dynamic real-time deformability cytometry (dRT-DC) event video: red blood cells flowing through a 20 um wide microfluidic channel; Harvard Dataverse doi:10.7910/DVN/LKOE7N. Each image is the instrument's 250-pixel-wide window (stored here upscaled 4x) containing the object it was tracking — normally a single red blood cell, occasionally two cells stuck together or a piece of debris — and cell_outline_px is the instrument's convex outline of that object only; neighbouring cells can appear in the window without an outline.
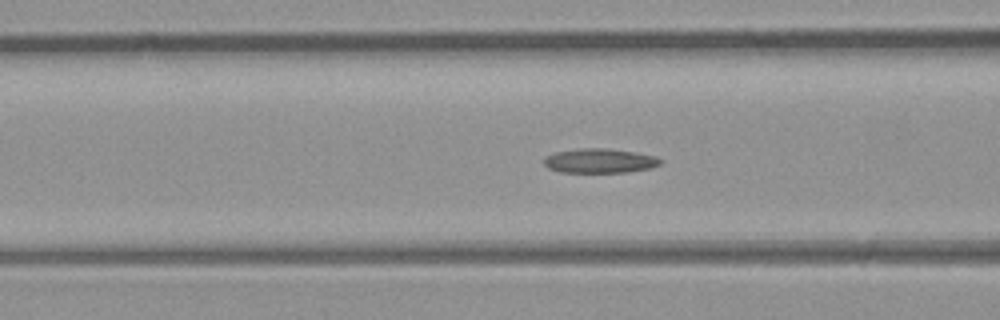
{"species": "common noctule bat (a hibernating species)", "species_latin": "Nyctalus noctula", "temperature_condition": "room temperature", "stored_images_in_passage": 40, "camera_frame_rate_fps": 3000, "um_per_image_px": 0.085, "animal": {"sex": "male", "body_mass_g": 23.1, "forearm_length_mm": 52.7}, "frame": {"image": 1, "passage_image": 10, "time_ms": 3.0, "image_size_px": [1000, 320], "cell_outline_px": [[660, 164], [652, 168], [628, 172], [560, 172], [548, 168], [544, 164], [544, 160], [548, 156], [556, 152], [580, 148], [604, 148], [636, 152], [656, 156], [660, 160]], "centroid_in_image_um": [50.99, 13.67], "position_along_channel_um": 115.6, "area_um2": 16.47}}
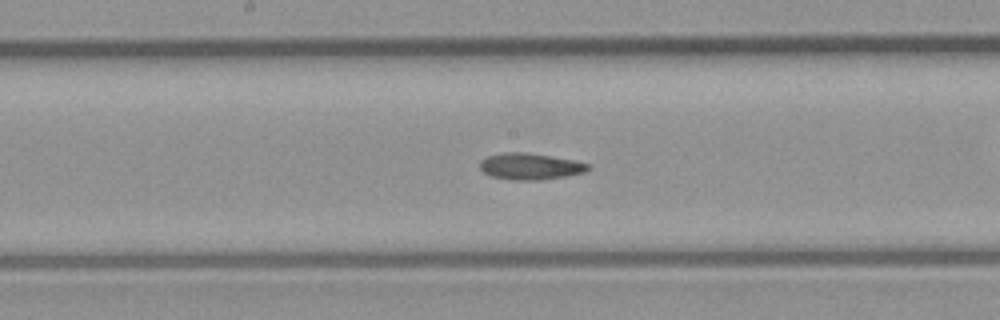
{"frame": {"image": 2, "passage_image": 16, "time_ms": 5.0, "image_size_px": [1000, 320], "cell_outline_px": [[592, 168], [584, 172], [564, 176], [540, 180], [512, 180], [492, 176], [484, 172], [480, 168], [480, 160], [488, 156], [504, 152], [524, 152], [572, 160], [592, 164]], "centroid_in_image_um": [45.07, 14.14], "position_along_channel_um": 203.1, "area_um2": 16.53}}
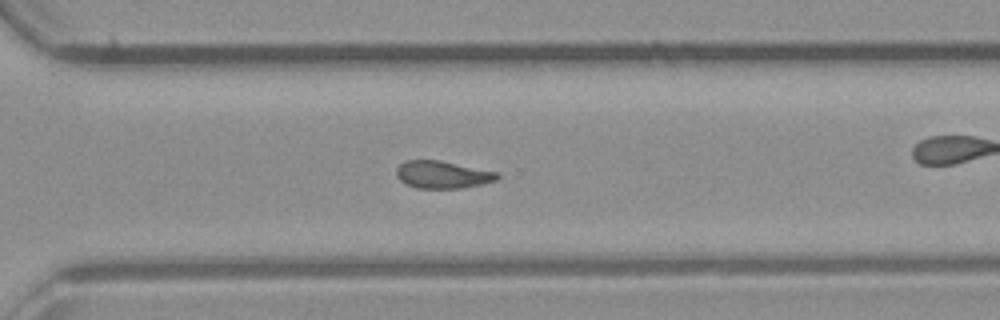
{"frame": {"image": 3, "passage_image": 25, "time_ms": 8.0, "image_size_px": [1000, 320], "cell_outline_px": [[500, 176], [496, 180], [484, 184], [460, 188], [416, 188], [400, 180], [396, 176], [396, 168], [404, 160], [440, 160], [496, 172]], "centroid_in_image_um": [37.59, 14.84], "position_along_channel_um": 333.0, "area_um2": 16.07}, "authors_computed_cell_mechanics": {"area_um2": 16.3285, "velocity_mm_per_s": 4.3433, "shape_relaxation_time_tau1_ms": null, "shape_relaxation_time_tau2_ms": 3.8823, "deformation_change_tau1": null, "deformation_change_tau2": 0.1007}}